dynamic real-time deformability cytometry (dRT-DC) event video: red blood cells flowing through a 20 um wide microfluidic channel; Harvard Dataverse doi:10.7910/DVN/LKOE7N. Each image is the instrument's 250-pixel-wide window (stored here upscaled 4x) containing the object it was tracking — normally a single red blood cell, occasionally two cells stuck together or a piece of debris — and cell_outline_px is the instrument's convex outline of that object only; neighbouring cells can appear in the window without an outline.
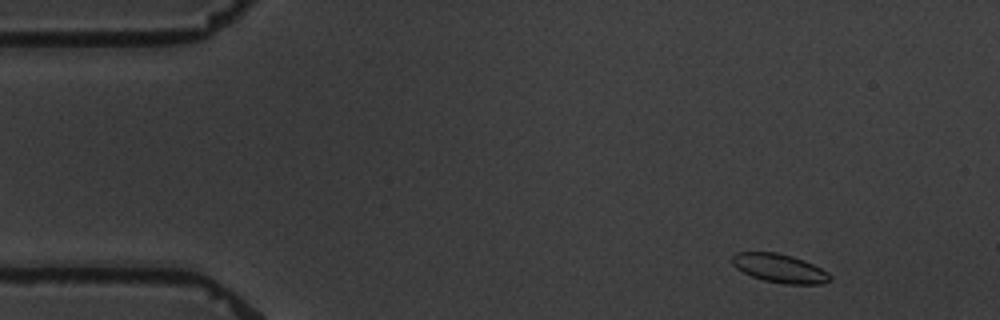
{"species": "common noctule bat (a hibernating species)", "species_latin": "Nyctalus noctula", "temperature_condition": "warm", "stored_images_in_passage": 4, "camera_frame_rate_fps": 3000, "um_per_image_px": 0.085, "animal": {"sex": "male", "body_mass_g": 19.5, "forearm_length_mm": 54.6}, "frame": {"image": 1, "passage_image": 1, "time_ms": 0.0, "image_size_px": [1000, 320], "cell_outline_px": [[832, 280], [820, 284], [784, 284], [764, 280], [752, 276], [736, 268], [732, 264], [732, 256], [736, 252], [776, 252], [792, 256], [804, 260], [828, 272], [832, 276]], "centroid_in_image_um": [66.28, 22.8], "position_along_channel_um": 18.7, "area_um2": 16.36}}
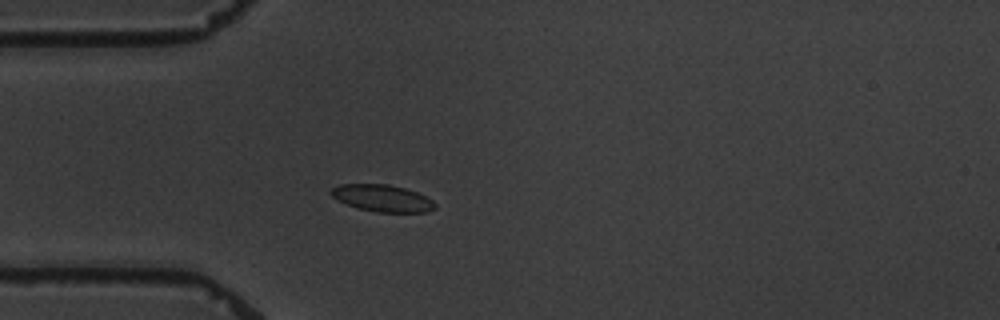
{"frame": {"image": 2, "passage_image": 4, "time_ms": 3.333, "image_size_px": [1000, 320], "cell_outline_px": [[436, 208], [428, 212], [376, 212], [360, 208], [348, 204], [332, 196], [328, 192], [332, 188], [340, 184], [388, 184], [404, 188], [416, 192], [432, 200], [436, 204]], "centroid_in_image_um": [32.52, 16.84], "position_along_channel_um": 52.5, "area_um2": 16.13}}